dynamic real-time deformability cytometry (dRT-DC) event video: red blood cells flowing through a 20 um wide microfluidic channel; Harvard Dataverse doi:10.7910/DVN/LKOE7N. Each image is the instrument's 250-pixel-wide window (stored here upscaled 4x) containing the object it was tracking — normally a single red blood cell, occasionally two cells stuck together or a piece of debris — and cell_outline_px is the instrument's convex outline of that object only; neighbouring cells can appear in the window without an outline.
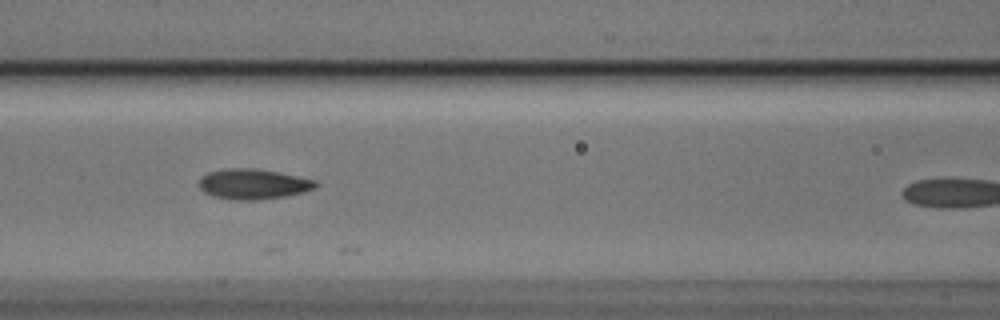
{"species": "Egyptian fruit bat (a non-hibernating species)", "species_latin": "Rousettus aegyptiacus", "temperature_condition": "cold", "stored_images_in_passage": 5, "camera_frame_rate_fps": 3000, "um_per_image_px": 0.085, "animal": {"sex": "male"}, "frame": {"image": 1, "passage_image": 4, "time_ms": 1.0, "image_size_px": [1000, 320], "cell_outline_px": [[320, 184], [316, 188], [304, 192], [284, 196], [256, 200], [232, 200], [212, 196], [204, 192], [200, 188], [200, 176], [208, 172], [224, 168], [256, 168], [280, 172], [316, 180]], "centroid_in_image_um": [21.53, 15.63], "position_along_channel_um": 145.1, "area_um2": 20.87}}